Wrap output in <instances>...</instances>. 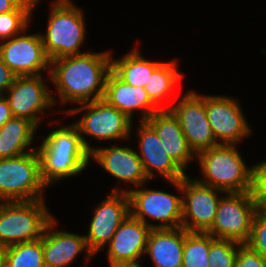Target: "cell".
<instances>
[{"mask_svg":"<svg viewBox=\"0 0 266 267\" xmlns=\"http://www.w3.org/2000/svg\"><path fill=\"white\" fill-rule=\"evenodd\" d=\"M151 229L129 214L106 245L109 265L141 262Z\"/></svg>","mask_w":266,"mask_h":267,"instance_id":"16","label":"cell"},{"mask_svg":"<svg viewBox=\"0 0 266 267\" xmlns=\"http://www.w3.org/2000/svg\"><path fill=\"white\" fill-rule=\"evenodd\" d=\"M207 119L218 144L237 145L249 137L251 128L235 98L205 95Z\"/></svg>","mask_w":266,"mask_h":267,"instance_id":"14","label":"cell"},{"mask_svg":"<svg viewBox=\"0 0 266 267\" xmlns=\"http://www.w3.org/2000/svg\"><path fill=\"white\" fill-rule=\"evenodd\" d=\"M103 99L133 120L135 111L141 112V120L146 121L160 109L151 101L143 87L131 86L119 79L112 71L107 75Z\"/></svg>","mask_w":266,"mask_h":267,"instance_id":"20","label":"cell"},{"mask_svg":"<svg viewBox=\"0 0 266 267\" xmlns=\"http://www.w3.org/2000/svg\"><path fill=\"white\" fill-rule=\"evenodd\" d=\"M260 207L255 191L226 193L218 204L213 225L207 233L214 238L244 244L249 240L252 223Z\"/></svg>","mask_w":266,"mask_h":267,"instance_id":"8","label":"cell"},{"mask_svg":"<svg viewBox=\"0 0 266 267\" xmlns=\"http://www.w3.org/2000/svg\"><path fill=\"white\" fill-rule=\"evenodd\" d=\"M72 0L51 2L45 34H41L44 51L50 61L80 55L86 40V22L82 10Z\"/></svg>","mask_w":266,"mask_h":267,"instance_id":"4","label":"cell"},{"mask_svg":"<svg viewBox=\"0 0 266 267\" xmlns=\"http://www.w3.org/2000/svg\"><path fill=\"white\" fill-rule=\"evenodd\" d=\"M139 123L136 132L139 143L138 156L149 180L156 178V174H160L167 181L181 180L186 172L166 153L155 130L146 121Z\"/></svg>","mask_w":266,"mask_h":267,"instance_id":"17","label":"cell"},{"mask_svg":"<svg viewBox=\"0 0 266 267\" xmlns=\"http://www.w3.org/2000/svg\"><path fill=\"white\" fill-rule=\"evenodd\" d=\"M140 186L137 189L113 188L111 192H126L130 200V214L153 228H179L182 227V194L145 189ZM143 187V188H141ZM158 221L157 224L149 223L147 219Z\"/></svg>","mask_w":266,"mask_h":267,"instance_id":"10","label":"cell"},{"mask_svg":"<svg viewBox=\"0 0 266 267\" xmlns=\"http://www.w3.org/2000/svg\"><path fill=\"white\" fill-rule=\"evenodd\" d=\"M25 0H0V13L17 9Z\"/></svg>","mask_w":266,"mask_h":267,"instance_id":"34","label":"cell"},{"mask_svg":"<svg viewBox=\"0 0 266 267\" xmlns=\"http://www.w3.org/2000/svg\"><path fill=\"white\" fill-rule=\"evenodd\" d=\"M141 263H125V264H116V265H111L110 267H141Z\"/></svg>","mask_w":266,"mask_h":267,"instance_id":"36","label":"cell"},{"mask_svg":"<svg viewBox=\"0 0 266 267\" xmlns=\"http://www.w3.org/2000/svg\"><path fill=\"white\" fill-rule=\"evenodd\" d=\"M13 117L8 100L0 95V128Z\"/></svg>","mask_w":266,"mask_h":267,"instance_id":"33","label":"cell"},{"mask_svg":"<svg viewBox=\"0 0 266 267\" xmlns=\"http://www.w3.org/2000/svg\"><path fill=\"white\" fill-rule=\"evenodd\" d=\"M47 186L40 177L37 150L18 157L0 159V202L44 199Z\"/></svg>","mask_w":266,"mask_h":267,"instance_id":"7","label":"cell"},{"mask_svg":"<svg viewBox=\"0 0 266 267\" xmlns=\"http://www.w3.org/2000/svg\"><path fill=\"white\" fill-rule=\"evenodd\" d=\"M40 0H25L14 11L0 13V41L10 39L28 29L34 8Z\"/></svg>","mask_w":266,"mask_h":267,"instance_id":"27","label":"cell"},{"mask_svg":"<svg viewBox=\"0 0 266 267\" xmlns=\"http://www.w3.org/2000/svg\"><path fill=\"white\" fill-rule=\"evenodd\" d=\"M177 68L176 60L161 62L153 70L148 83L144 86L149 98L160 110H166L162 104H166L165 100L172 97L175 92L174 88L178 86L177 84L181 82L182 78L184 79V74Z\"/></svg>","mask_w":266,"mask_h":267,"instance_id":"25","label":"cell"},{"mask_svg":"<svg viewBox=\"0 0 266 267\" xmlns=\"http://www.w3.org/2000/svg\"><path fill=\"white\" fill-rule=\"evenodd\" d=\"M24 32L3 40L0 58L16 76L43 75L50 73V60L45 54L40 33ZM24 33V34H23Z\"/></svg>","mask_w":266,"mask_h":267,"instance_id":"13","label":"cell"},{"mask_svg":"<svg viewBox=\"0 0 266 267\" xmlns=\"http://www.w3.org/2000/svg\"><path fill=\"white\" fill-rule=\"evenodd\" d=\"M130 214V200L126 192H111L96 205L85 235L88 248L94 255L104 249L123 220Z\"/></svg>","mask_w":266,"mask_h":267,"instance_id":"15","label":"cell"},{"mask_svg":"<svg viewBox=\"0 0 266 267\" xmlns=\"http://www.w3.org/2000/svg\"><path fill=\"white\" fill-rule=\"evenodd\" d=\"M90 159L115 179L140 187L149 181L137 150L128 146L95 147Z\"/></svg>","mask_w":266,"mask_h":267,"instance_id":"18","label":"cell"},{"mask_svg":"<svg viewBox=\"0 0 266 267\" xmlns=\"http://www.w3.org/2000/svg\"><path fill=\"white\" fill-rule=\"evenodd\" d=\"M4 267H45L43 236L34 241L8 246L5 253Z\"/></svg>","mask_w":266,"mask_h":267,"instance_id":"26","label":"cell"},{"mask_svg":"<svg viewBox=\"0 0 266 267\" xmlns=\"http://www.w3.org/2000/svg\"><path fill=\"white\" fill-rule=\"evenodd\" d=\"M160 63L144 58L138 47L119 59H113L111 55V71L126 84L143 88Z\"/></svg>","mask_w":266,"mask_h":267,"instance_id":"24","label":"cell"},{"mask_svg":"<svg viewBox=\"0 0 266 267\" xmlns=\"http://www.w3.org/2000/svg\"><path fill=\"white\" fill-rule=\"evenodd\" d=\"M47 87L43 75L16 76L4 93L13 117L26 118L39 127L42 113L58 102Z\"/></svg>","mask_w":266,"mask_h":267,"instance_id":"12","label":"cell"},{"mask_svg":"<svg viewBox=\"0 0 266 267\" xmlns=\"http://www.w3.org/2000/svg\"><path fill=\"white\" fill-rule=\"evenodd\" d=\"M210 234L207 232H188L183 248L182 267H209Z\"/></svg>","mask_w":266,"mask_h":267,"instance_id":"28","label":"cell"},{"mask_svg":"<svg viewBox=\"0 0 266 267\" xmlns=\"http://www.w3.org/2000/svg\"><path fill=\"white\" fill-rule=\"evenodd\" d=\"M241 243L214 238L210 234L209 267H236V256Z\"/></svg>","mask_w":266,"mask_h":267,"instance_id":"29","label":"cell"},{"mask_svg":"<svg viewBox=\"0 0 266 267\" xmlns=\"http://www.w3.org/2000/svg\"><path fill=\"white\" fill-rule=\"evenodd\" d=\"M15 78L16 75L0 58V95H4L8 88L13 84Z\"/></svg>","mask_w":266,"mask_h":267,"instance_id":"32","label":"cell"},{"mask_svg":"<svg viewBox=\"0 0 266 267\" xmlns=\"http://www.w3.org/2000/svg\"><path fill=\"white\" fill-rule=\"evenodd\" d=\"M236 267H266V259L247 244H240L236 256Z\"/></svg>","mask_w":266,"mask_h":267,"instance_id":"31","label":"cell"},{"mask_svg":"<svg viewBox=\"0 0 266 267\" xmlns=\"http://www.w3.org/2000/svg\"><path fill=\"white\" fill-rule=\"evenodd\" d=\"M236 145L219 144L196 155L203 178L198 181L226 193L255 191V166L249 167Z\"/></svg>","mask_w":266,"mask_h":267,"instance_id":"3","label":"cell"},{"mask_svg":"<svg viewBox=\"0 0 266 267\" xmlns=\"http://www.w3.org/2000/svg\"><path fill=\"white\" fill-rule=\"evenodd\" d=\"M53 218L44 199L0 202V243L8 247L40 239Z\"/></svg>","mask_w":266,"mask_h":267,"instance_id":"5","label":"cell"},{"mask_svg":"<svg viewBox=\"0 0 266 267\" xmlns=\"http://www.w3.org/2000/svg\"><path fill=\"white\" fill-rule=\"evenodd\" d=\"M266 259V208L255 214L249 240L245 243Z\"/></svg>","mask_w":266,"mask_h":267,"instance_id":"30","label":"cell"},{"mask_svg":"<svg viewBox=\"0 0 266 267\" xmlns=\"http://www.w3.org/2000/svg\"><path fill=\"white\" fill-rule=\"evenodd\" d=\"M110 51L86 52L50 61L49 79L64 104H83L101 100L111 71Z\"/></svg>","mask_w":266,"mask_h":267,"instance_id":"1","label":"cell"},{"mask_svg":"<svg viewBox=\"0 0 266 267\" xmlns=\"http://www.w3.org/2000/svg\"><path fill=\"white\" fill-rule=\"evenodd\" d=\"M185 237L183 227L151 229L145 254L150 256L153 267H182Z\"/></svg>","mask_w":266,"mask_h":267,"instance_id":"22","label":"cell"},{"mask_svg":"<svg viewBox=\"0 0 266 267\" xmlns=\"http://www.w3.org/2000/svg\"><path fill=\"white\" fill-rule=\"evenodd\" d=\"M146 122L155 130L169 157L185 172L196 154L189 147L178 119L170 110H160Z\"/></svg>","mask_w":266,"mask_h":267,"instance_id":"21","label":"cell"},{"mask_svg":"<svg viewBox=\"0 0 266 267\" xmlns=\"http://www.w3.org/2000/svg\"><path fill=\"white\" fill-rule=\"evenodd\" d=\"M40 159V177L46 186L81 174L91 153L84 146L77 126L72 123L52 130L36 148Z\"/></svg>","mask_w":266,"mask_h":267,"instance_id":"2","label":"cell"},{"mask_svg":"<svg viewBox=\"0 0 266 267\" xmlns=\"http://www.w3.org/2000/svg\"><path fill=\"white\" fill-rule=\"evenodd\" d=\"M178 119L189 147L197 155L199 152L218 146V142L209 125L205 108V95L193 90L169 107Z\"/></svg>","mask_w":266,"mask_h":267,"instance_id":"11","label":"cell"},{"mask_svg":"<svg viewBox=\"0 0 266 267\" xmlns=\"http://www.w3.org/2000/svg\"><path fill=\"white\" fill-rule=\"evenodd\" d=\"M57 220L53 218L43 234V259L45 267H67L82 252L85 259L95 255L88 248L85 235L68 231L54 230ZM85 250V251H84Z\"/></svg>","mask_w":266,"mask_h":267,"instance_id":"19","label":"cell"},{"mask_svg":"<svg viewBox=\"0 0 266 267\" xmlns=\"http://www.w3.org/2000/svg\"><path fill=\"white\" fill-rule=\"evenodd\" d=\"M6 248L4 244L0 243V267H4Z\"/></svg>","mask_w":266,"mask_h":267,"instance_id":"35","label":"cell"},{"mask_svg":"<svg viewBox=\"0 0 266 267\" xmlns=\"http://www.w3.org/2000/svg\"><path fill=\"white\" fill-rule=\"evenodd\" d=\"M168 182L182 194V227L188 232H207L213 225L222 194L226 192L188 175Z\"/></svg>","mask_w":266,"mask_h":267,"instance_id":"9","label":"cell"},{"mask_svg":"<svg viewBox=\"0 0 266 267\" xmlns=\"http://www.w3.org/2000/svg\"><path fill=\"white\" fill-rule=\"evenodd\" d=\"M80 107L63 110L68 115L85 111L81 119L74 122L81 135L84 146L91 153L95 147L90 145L88 139L83 135H90L92 139L98 140H128L131 137L133 121L123 112L109 105L104 99L79 104ZM92 136V137H91ZM95 137V138H93ZM87 139V140H86Z\"/></svg>","mask_w":266,"mask_h":267,"instance_id":"6","label":"cell"},{"mask_svg":"<svg viewBox=\"0 0 266 267\" xmlns=\"http://www.w3.org/2000/svg\"><path fill=\"white\" fill-rule=\"evenodd\" d=\"M36 131L37 126L30 120L12 117L0 128V159L18 157L36 150V147L31 148Z\"/></svg>","mask_w":266,"mask_h":267,"instance_id":"23","label":"cell"}]
</instances>
